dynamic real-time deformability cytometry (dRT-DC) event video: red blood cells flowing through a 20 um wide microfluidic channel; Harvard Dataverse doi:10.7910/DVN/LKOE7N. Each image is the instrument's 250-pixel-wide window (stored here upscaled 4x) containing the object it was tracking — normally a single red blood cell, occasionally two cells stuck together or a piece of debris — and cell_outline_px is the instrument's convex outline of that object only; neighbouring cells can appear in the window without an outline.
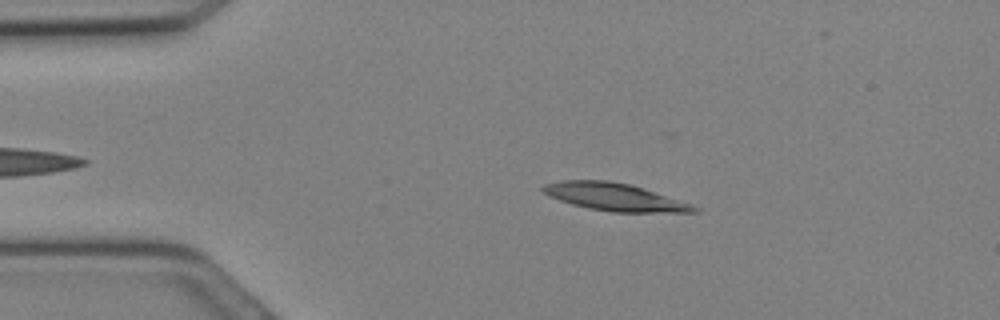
{"species": "Egyptian fruit bat (a non-hibernating species)", "species_latin": "Rousettus aegyptiacus", "temperature_condition": "cold", "stored_images_in_passage": 8, "camera_frame_rate_fps": 3000, "um_per_image_px": 0.085, "animal": {"sex": "female"}, "frame": {"image": 1, "passage_image": 5, "time_ms": 1.333, "image_size_px": [1000, 320], "cell_outline_px": [[700, 212], [612, 212], [588, 208], [572, 204], [548, 196], [540, 188], [544, 184], [560, 180], [608, 180], [628, 184], [700, 208]], "centroid_in_image_um": [52.13, 16.74], "position_along_channel_um": 32.9, "area_um2": 23.7}}